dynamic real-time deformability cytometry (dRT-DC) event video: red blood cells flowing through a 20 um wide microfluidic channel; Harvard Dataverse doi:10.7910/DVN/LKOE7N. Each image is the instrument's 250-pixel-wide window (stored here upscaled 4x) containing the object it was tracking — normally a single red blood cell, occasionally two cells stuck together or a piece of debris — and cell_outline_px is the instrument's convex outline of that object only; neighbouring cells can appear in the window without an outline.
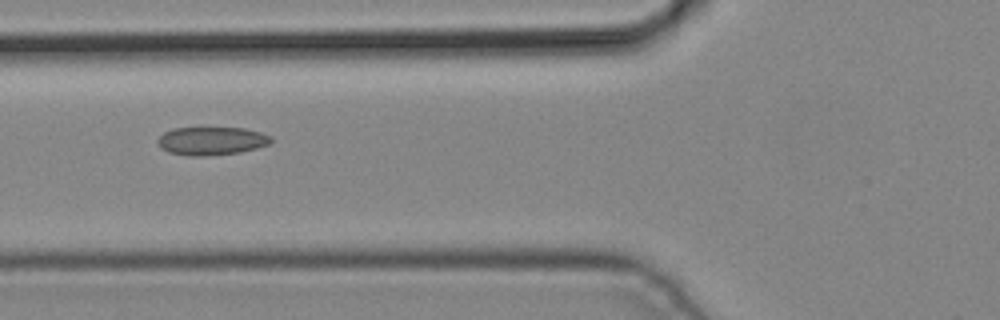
{"species": "common noctule bat (a hibernating species)", "species_latin": "Nyctalus noctula", "temperature_condition": "cold", "stored_images_in_passage": 6, "camera_frame_rate_fps": 3000, "um_per_image_px": 0.085, "animal": {"sex": "male", "body_mass_g": 19.2, "forearm_length_mm": 51.8}, "frame": {"image": 1, "passage_image": 6, "time_ms": 1.667, "image_size_px": [1000, 320], "cell_outline_px": [[272, 140], [268, 144], [256, 148], [240, 152], [204, 156], [188, 156], [168, 152], [160, 148], [156, 140], [164, 132], [172, 128], [244, 128], [260, 132], [272, 136]], "centroid_in_image_um": [17.94, 11.98], "position_along_channel_um": 107.9, "area_um2": 18.67}}